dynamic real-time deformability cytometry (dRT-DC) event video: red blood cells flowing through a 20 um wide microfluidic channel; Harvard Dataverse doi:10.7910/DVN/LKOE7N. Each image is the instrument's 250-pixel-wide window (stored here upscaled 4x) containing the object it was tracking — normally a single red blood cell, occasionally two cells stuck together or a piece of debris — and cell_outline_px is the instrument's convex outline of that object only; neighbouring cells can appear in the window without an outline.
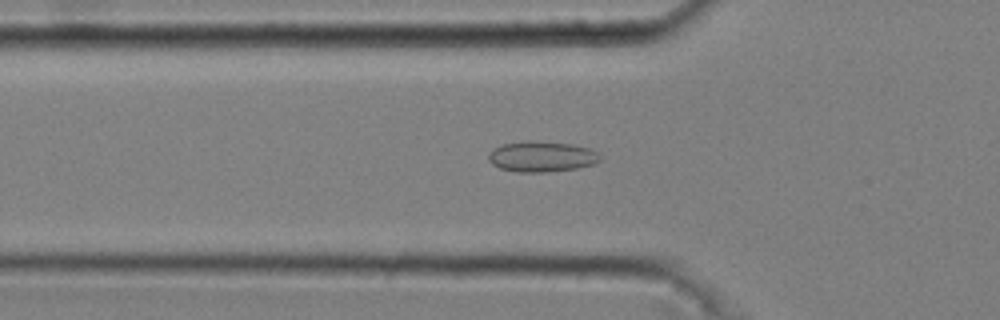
{"species": "common noctule bat (a hibernating species)", "species_latin": "Nyctalus noctula", "temperature_condition": "cold", "stored_images_in_passage": 51, "camera_frame_rate_fps": 3000, "um_per_image_px": 0.085, "animal": {"sex": "male", "body_mass_g": 20.4}, "frame": {"image": 1, "passage_image": 17, "time_ms": 5.333, "image_size_px": [1000, 320], "cell_outline_px": [[600, 160], [596, 164], [576, 168], [548, 172], [516, 172], [500, 168], [492, 164], [488, 160], [488, 152], [492, 148], [504, 144], [528, 140], [532, 140], [572, 144], [588, 148], [596, 152], [600, 156]], "centroid_in_image_um": [46.01, 13.31], "position_along_channel_um": 79.8, "area_um2": 20.06}}
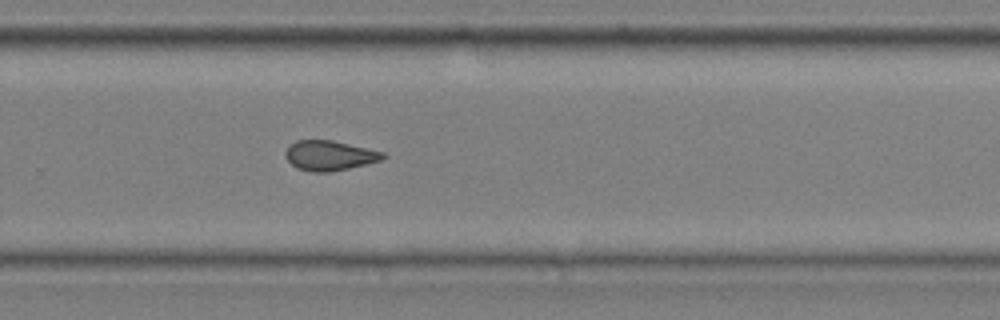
{"frame": {"image": 2, "passage_image": 35, "time_ms": 11.333, "image_size_px": [1000, 320], "cell_outline_px": [[388, 156], [380, 160], [332, 172], [312, 172], [296, 168], [284, 156], [284, 152], [288, 144], [296, 140], [332, 140], [384, 152]], "centroid_in_image_um": [27.96, 13.21], "position_along_channel_um": 301.8, "area_um2": 17.05}}
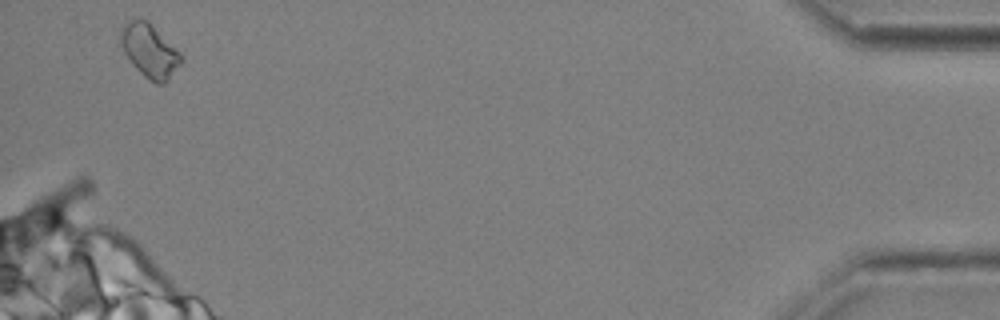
{"frame": {"image": 3, "passage_image": 50, "time_ms": 16.333, "image_size_px": [1000, 320], "cell_outline_px": [[184, 60], [168, 80], [164, 84], [156, 84], [144, 76], [132, 64], [124, 52], [120, 44], [120, 28], [124, 24], [132, 20], [148, 20], [184, 56]], "centroid_in_image_um": [12.74, 4.33], "position_along_channel_um": 422.5, "area_um2": 18.84}, "authors_computed_cell_mechanics": {"area_um2": 17.7446, "velocity_mm_per_s": 3.696, "shape_relaxation_time_tau1_ms": null, "shape_relaxation_time_tau2_ms": 3.2146, "deformation_change_tau1": null, "deformation_change_tau2": 0.0952}}